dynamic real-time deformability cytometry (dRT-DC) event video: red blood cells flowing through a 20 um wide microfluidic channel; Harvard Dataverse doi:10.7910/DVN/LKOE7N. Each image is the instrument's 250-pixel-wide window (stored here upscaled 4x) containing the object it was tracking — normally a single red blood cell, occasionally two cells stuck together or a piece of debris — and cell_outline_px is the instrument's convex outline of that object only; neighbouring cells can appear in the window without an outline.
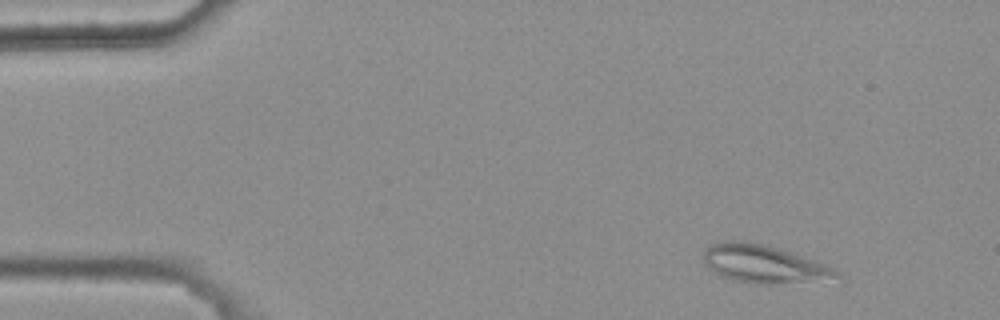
{"species": "common noctule bat (a hibernating species)", "species_latin": "Nyctalus noctula", "temperature_condition": "warm", "stored_images_in_passage": 5, "camera_frame_rate_fps": 3000, "um_per_image_px": 0.085, "animal": {"sex": "female", "body_mass_g": 25.1}, "frame": {"image": 1, "passage_image": 5, "time_ms": 1.333, "image_size_px": [1000, 320], "cell_outline_px": [[840, 276], [768, 284], [752, 284], [732, 280], [720, 276], [712, 272], [704, 264], [704, 248], [708, 244], [716, 240], [744, 240], [764, 244], [780, 248], [828, 264]], "centroid_in_image_um": [64.74, 22.38], "position_along_channel_um": 20.3, "area_um2": 29.42}}